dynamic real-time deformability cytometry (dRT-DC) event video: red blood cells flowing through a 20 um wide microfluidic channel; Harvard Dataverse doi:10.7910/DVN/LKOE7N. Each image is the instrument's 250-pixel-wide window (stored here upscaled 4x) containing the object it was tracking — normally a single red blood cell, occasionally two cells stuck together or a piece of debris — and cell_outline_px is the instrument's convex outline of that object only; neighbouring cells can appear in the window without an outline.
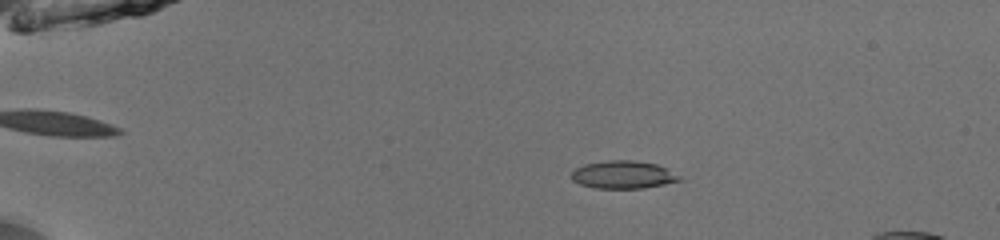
{"species": "common noctule bat (a hibernating species)", "species_latin": "Nyctalus noctula", "temperature_condition": "room temperature", "stored_images_in_passage": 48, "segment_of_instrument_passage": [1, 2], "camera_frame_rate_fps": 3000, "um_per_image_px": 0.085, "animal": {"sex": "male", "body_mass_g": 13.0, "forearm_length_mm": 53.1}, "frame": {"image": 1, "passage_image": 6, "time_ms": 1.667, "image_size_px": [1000, 240], "cell_outline_px": [[684, 180], [644, 188], [596, 188], [580, 184], [572, 180], [572, 172], [576, 168], [584, 164], [608, 160], [632, 160], [656, 164], [668, 168], [680, 176]], "centroid_in_image_um": [53.0, 14.85], "position_along_channel_um": 32.0, "area_um2": 17.51}}
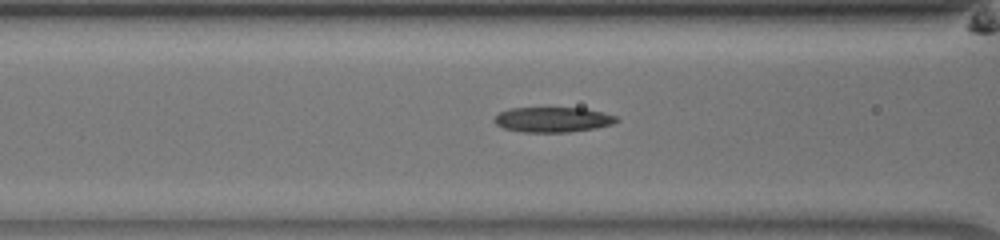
{"frame": {"image": 2, "passage_image": 18, "time_ms": 5.667, "image_size_px": [1000, 240], "cell_outline_px": [[620, 120], [612, 124], [596, 128], [568, 132], [520, 132], [504, 128], [496, 124], [492, 120], [500, 112], [508, 108], [584, 108], [616, 116]], "centroid_in_image_um": [46.96, 10.17], "position_along_channel_um": 119.6, "area_um2": 17.86}}
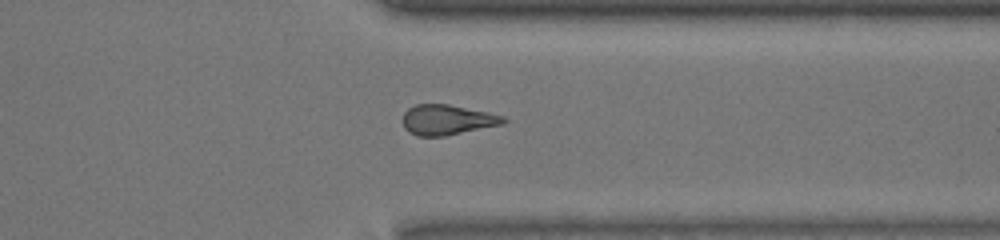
{"frame": {"image": 3, "passage_image": 37, "time_ms": 12.0, "image_size_px": [1000, 240], "cell_outline_px": [[508, 120], [504, 124], [444, 136], [416, 136], [408, 132], [404, 128], [400, 120], [404, 112], [408, 108], [416, 104], [448, 104], [488, 112], [504, 116]], "centroid_in_image_um": [37.97, 10.19], "position_along_channel_um": 373.4, "area_um2": 17.98}}